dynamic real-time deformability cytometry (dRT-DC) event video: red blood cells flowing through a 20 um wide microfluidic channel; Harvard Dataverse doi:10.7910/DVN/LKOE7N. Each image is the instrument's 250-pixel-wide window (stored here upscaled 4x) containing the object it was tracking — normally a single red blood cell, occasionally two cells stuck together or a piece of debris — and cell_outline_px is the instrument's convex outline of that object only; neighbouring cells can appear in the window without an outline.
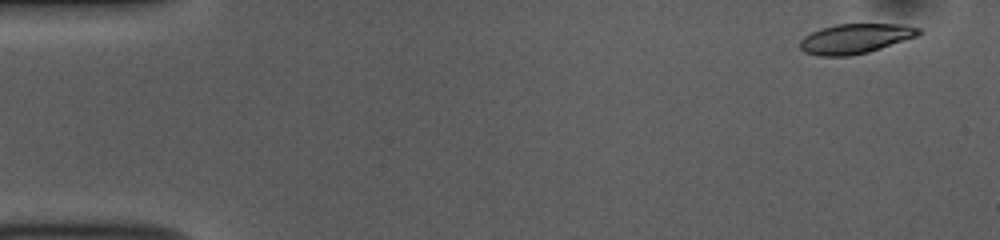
{"species": "common noctule bat (a hibernating species)", "species_latin": "Nyctalus noctula", "temperature_condition": "room temperature", "stored_images_in_passage": 52, "camera_frame_rate_fps": 3000, "um_per_image_px": 0.085, "animal": {"sex": "female", "body_mass_g": 10.0, "forearm_length_mm": 53.1}, "frame": {"image": 1, "passage_image": 3, "time_ms": 0.667, "image_size_px": [1000, 240], "cell_outline_px": [[924, 32], [916, 36], [868, 52], [848, 56], [816, 56], [804, 52], [800, 48], [800, 40], [804, 36], [820, 28], [836, 24], [904, 24], [920, 28]], "centroid_in_image_um": [72.68, 3.28], "position_along_channel_um": 12.3, "area_um2": 20.63}}
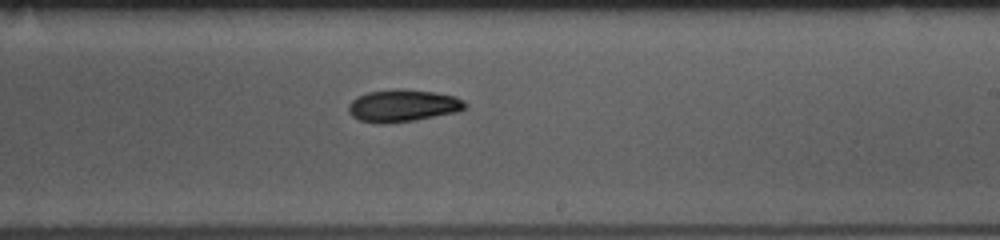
{"frame": {"image": 2, "passage_image": 31, "time_ms": 10.0, "image_size_px": [1000, 240], "cell_outline_px": [[468, 104], [464, 108], [456, 112], [416, 120], [384, 124], [380, 124], [360, 120], [352, 116], [348, 112], [348, 104], [356, 96], [368, 92], [396, 88], [404, 88], [432, 92], [456, 96], [464, 100]], "centroid_in_image_um": [34.22, 8.97], "position_along_channel_um": 254.8, "area_um2": 22.14}}
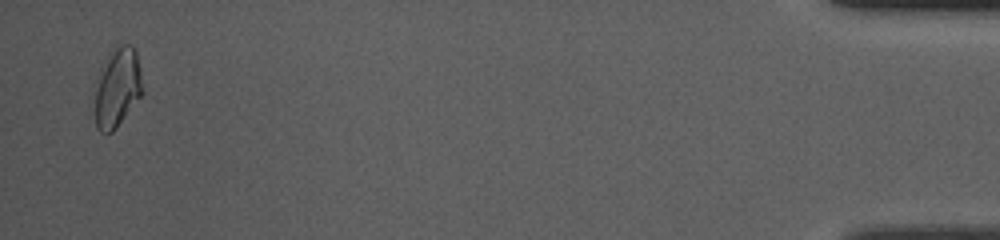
{"frame": {"image": 3, "passage_image": 51, "time_ms": 16.667, "image_size_px": [1000, 240], "cell_outline_px": [[144, 92], [116, 128], [112, 132], [100, 132], [96, 128], [96, 80], [100, 68], [108, 52], [112, 48], [120, 44], [132, 44], [136, 52], [140, 68], [144, 88]], "centroid_in_image_um": [9.99, 7.39], "position_along_channel_um": 425.2, "area_um2": 22.31}, "authors_computed_cell_mechanics": {"area_um2": 21.4438, "velocity_mm_per_s": 3.8344, "shape_relaxation_time_tau1_ms": 3.321, "shape_relaxation_time_tau2_ms": null, "deformation_change_tau1": 0.1222, "deformation_change_tau2": null}}